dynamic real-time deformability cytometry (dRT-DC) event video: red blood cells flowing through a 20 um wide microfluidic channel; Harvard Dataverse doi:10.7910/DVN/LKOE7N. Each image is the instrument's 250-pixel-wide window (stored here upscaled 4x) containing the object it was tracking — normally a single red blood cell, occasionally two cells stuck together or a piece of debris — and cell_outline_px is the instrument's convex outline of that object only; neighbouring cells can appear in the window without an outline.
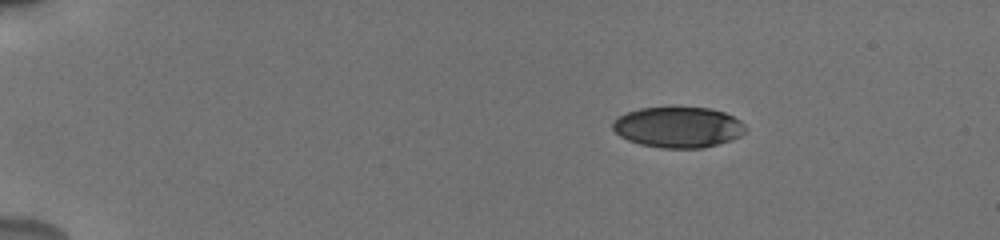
{"species": "human", "species_latin": "Homo sapiens", "temperature_condition": "cold", "stored_images_in_passage": 28, "camera_frame_rate_fps": 3000, "um_per_image_px": 0.085, "donor": {"sex": "male"}, "frame": {"image": 1, "passage_image": 1, "time_ms": 0.0, "image_size_px": [1000, 240], "cell_outline_px": [[748, 128], [740, 136], [732, 140], [704, 148], [660, 148], [640, 144], [628, 140], [620, 136], [612, 128], [612, 124], [620, 116], [628, 112], [640, 108], [668, 104], [712, 108], [724, 112], [740, 120]], "centroid_in_image_um": [57.67, 10.77], "position_along_channel_um": 27.3, "area_um2": 32.48}}
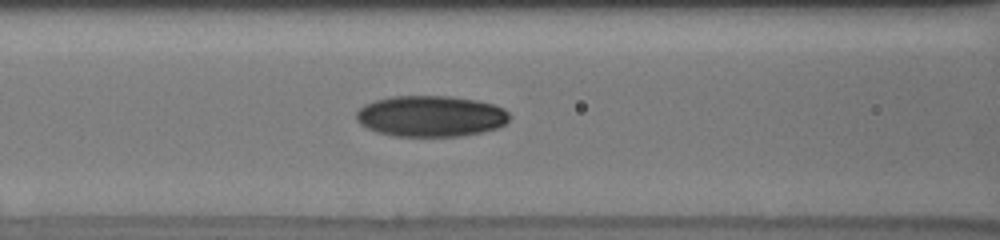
{"frame": {"image": 2, "passage_image": 9, "time_ms": 2.667, "image_size_px": [1000, 240], "cell_outline_px": [[512, 116], [504, 124], [496, 128], [480, 132], [460, 136], [392, 136], [376, 132], [360, 124], [356, 120], [356, 112], [364, 104], [376, 100], [392, 96], [452, 96], [476, 100], [492, 104], [504, 108]], "centroid_in_image_um": [36.6, 9.87], "position_along_channel_um": 130.0, "area_um2": 36.76}}
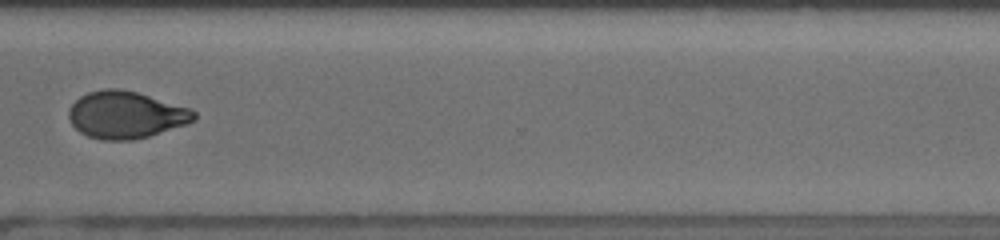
{"frame": {"image": 3, "passage_image": 19, "time_ms": 6.0, "image_size_px": [1000, 240], "cell_outline_px": [[196, 120], [188, 124], [148, 136], [132, 140], [100, 140], [88, 136], [80, 132], [72, 124], [68, 116], [68, 108], [80, 96], [88, 92], [104, 88], [120, 88], [136, 92], [192, 108], [196, 112]], "centroid_in_image_um": [10.71, 9.76], "position_along_channel_um": 359.9, "area_um2": 34.62}}